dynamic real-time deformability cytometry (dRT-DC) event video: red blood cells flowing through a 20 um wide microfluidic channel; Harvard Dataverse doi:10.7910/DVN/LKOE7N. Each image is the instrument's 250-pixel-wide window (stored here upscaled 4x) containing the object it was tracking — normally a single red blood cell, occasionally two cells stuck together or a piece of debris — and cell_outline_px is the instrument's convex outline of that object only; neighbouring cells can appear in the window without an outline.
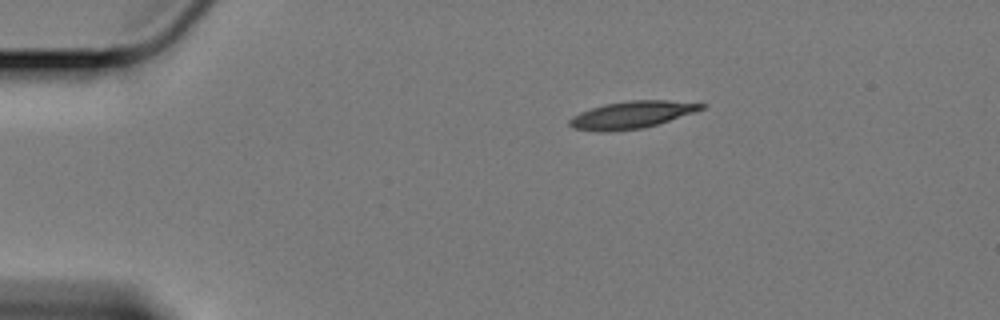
{"species": "Egyptian fruit bat (a non-hibernating species)", "species_latin": "Rousettus aegyptiacus", "temperature_condition": "cold", "stored_images_in_passage": 49, "camera_frame_rate_fps": 3000, "um_per_image_px": 0.085, "animal": {"sex": "female"}, "frame": {"image": 1, "passage_image": 1, "time_ms": 0.0, "image_size_px": [1000, 320], "cell_outline_px": [[708, 104], [704, 108], [656, 124], [640, 128], [608, 132], [604, 132], [576, 128], [568, 124], [568, 120], [572, 116], [580, 112], [604, 104], [628, 100], [668, 100]], "centroid_in_image_um": [53.66, 9.74], "position_along_channel_um": 31.3, "area_um2": 20.52}}
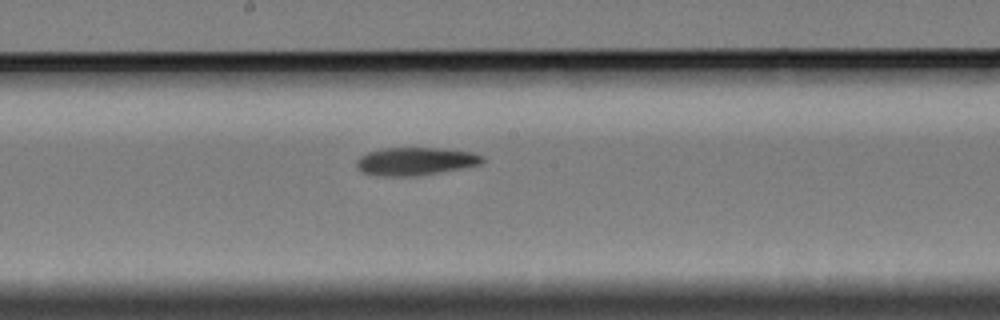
{"frame": {"image": 2, "passage_image": 22, "time_ms": 7.0, "image_size_px": [1000, 320], "cell_outline_px": [[484, 160], [480, 164], [460, 168], [436, 172], [408, 176], [384, 176], [360, 172], [356, 168], [356, 160], [360, 156], [368, 152], [384, 148], [436, 148], [472, 152], [484, 156]], "centroid_in_image_um": [35.25, 13.7], "position_along_channel_um": 212.9, "area_um2": 20.17}}
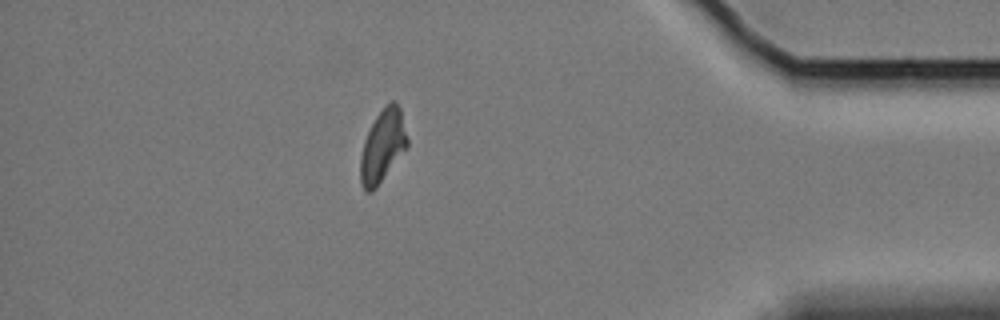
{"frame": {"image": 3, "passage_image": 42, "time_ms": 13.667, "image_size_px": [1000, 320], "cell_outline_px": [[408, 148], [376, 188], [368, 192], [364, 192], [360, 180], [360, 156], [364, 140], [376, 116], [392, 100], [400, 108], [408, 140]], "centroid_in_image_um": [32.52, 12.46], "position_along_channel_um": 402.7, "area_um2": 19.71}, "authors_computed_cell_mechanics": {"area_um2": 20.519, "velocity_mm_per_s": 3.3735, "shape_relaxation_time_tau1_ms": 7.5481, "shape_relaxation_time_tau2_ms": 7.0543, "deformation_change_tau1": 0.1747, "deformation_change_tau2": 0.1371}}